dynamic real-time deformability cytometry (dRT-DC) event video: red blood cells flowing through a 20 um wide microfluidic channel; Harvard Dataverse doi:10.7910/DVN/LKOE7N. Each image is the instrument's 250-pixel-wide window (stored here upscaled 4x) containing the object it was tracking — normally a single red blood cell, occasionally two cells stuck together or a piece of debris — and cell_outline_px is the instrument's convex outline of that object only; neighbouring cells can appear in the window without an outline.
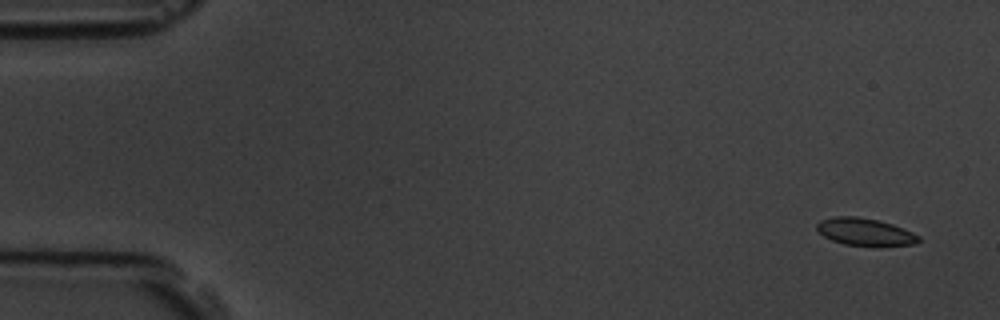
{"species": "common noctule bat (a hibernating species)", "species_latin": "Nyctalus noctula", "temperature_condition": "room temperature", "stored_images_in_passage": 5, "camera_frame_rate_fps": 3000, "um_per_image_px": 0.085, "animal": {"sex": "male", "body_mass_g": 19.5, "forearm_length_mm": 54.6}, "frame": {"image": 1, "passage_image": 1, "time_ms": 0.0, "image_size_px": [1000, 320], "cell_outline_px": [[920, 240], [916, 244], [880, 248], [876, 248], [844, 244], [832, 240], [824, 236], [816, 228], [816, 224], [820, 220], [836, 216], [856, 216], [880, 220], [904, 228], [920, 236]], "centroid_in_image_um": [73.58, 19.74], "position_along_channel_um": 11.4, "area_um2": 16.88}}